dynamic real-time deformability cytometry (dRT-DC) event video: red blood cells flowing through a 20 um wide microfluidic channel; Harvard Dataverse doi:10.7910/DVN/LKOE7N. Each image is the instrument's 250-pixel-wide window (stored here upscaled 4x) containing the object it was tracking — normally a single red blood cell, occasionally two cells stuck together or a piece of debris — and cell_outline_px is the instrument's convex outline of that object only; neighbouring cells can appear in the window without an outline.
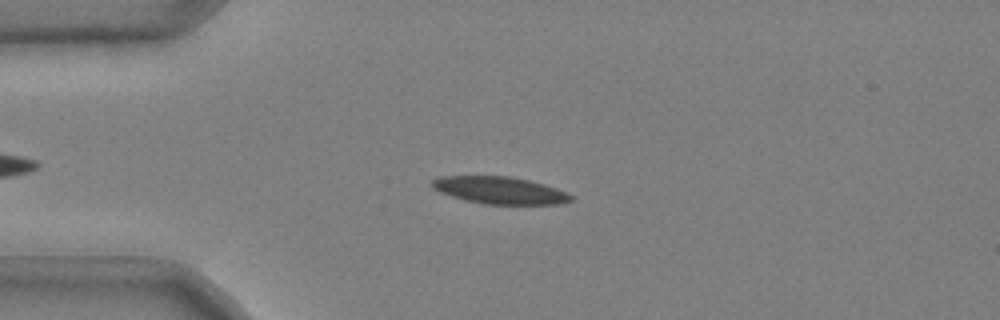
{"species": "common noctule bat (a hibernating species)", "species_latin": "Nyctalus noctula", "temperature_condition": "cold", "stored_images_in_passage": 49, "camera_frame_rate_fps": 3000, "um_per_image_px": 0.085, "animal": {"sex": "male", "body_mass_g": 20.4}, "frame": {"image": 1, "passage_image": 10, "time_ms": 3.0, "image_size_px": [1000, 320], "cell_outline_px": [[576, 196], [572, 200], [560, 204], [484, 204], [464, 200], [440, 192], [432, 188], [428, 184], [432, 180], [440, 176], [508, 176], [528, 180], [544, 184], [568, 192]], "centroid_in_image_um": [42.48, 16.18], "position_along_channel_um": 42.5, "area_um2": 22.2}}
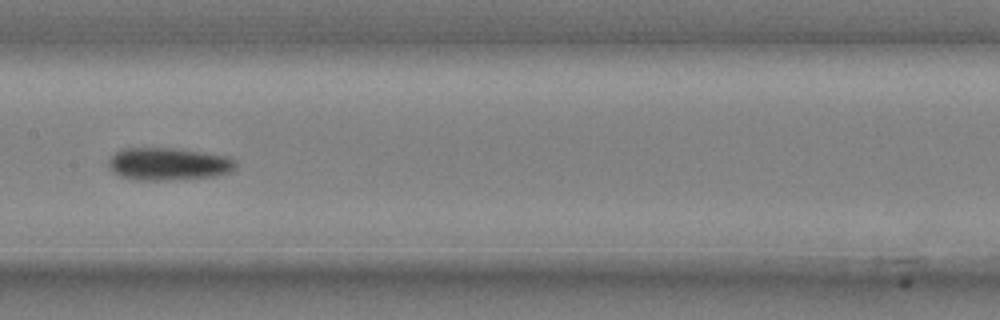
{"frame": {"image": 2, "passage_image": 24, "time_ms": 7.667, "image_size_px": [1000, 320], "cell_outline_px": [[236, 172], [216, 176], [160, 180], [136, 180], [120, 176], [112, 172], [108, 164], [108, 160], [120, 148], [176, 148], [204, 152], [228, 156], [236, 160]], "centroid_in_image_um": [14.35, 13.93], "position_along_channel_um": 193.0, "area_um2": 24.45}}
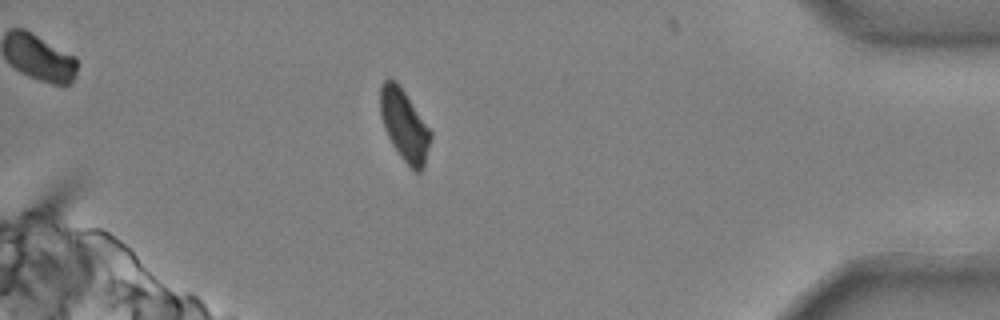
{"frame": {"image": 3, "passage_image": 44, "time_ms": 14.333, "image_size_px": [1000, 320], "cell_outline_px": [[432, 136], [424, 164], [420, 172], [416, 172], [400, 156], [392, 144], [388, 136], [380, 112], [380, 84], [388, 76], [396, 80], [432, 132]], "centroid_in_image_um": [34.36, 10.59], "position_along_channel_um": 400.8, "area_um2": 20.63}, "authors_computed_cell_mechanics": {"area_um2": 23.12, "velocity_mm_per_s": 3.674, "shape_relaxation_time_tau1_ms": 4.3379, "shape_relaxation_time_tau2_ms": 8.2875, "deformation_change_tau1": 0.1257, "deformation_change_tau2": 0.138}}